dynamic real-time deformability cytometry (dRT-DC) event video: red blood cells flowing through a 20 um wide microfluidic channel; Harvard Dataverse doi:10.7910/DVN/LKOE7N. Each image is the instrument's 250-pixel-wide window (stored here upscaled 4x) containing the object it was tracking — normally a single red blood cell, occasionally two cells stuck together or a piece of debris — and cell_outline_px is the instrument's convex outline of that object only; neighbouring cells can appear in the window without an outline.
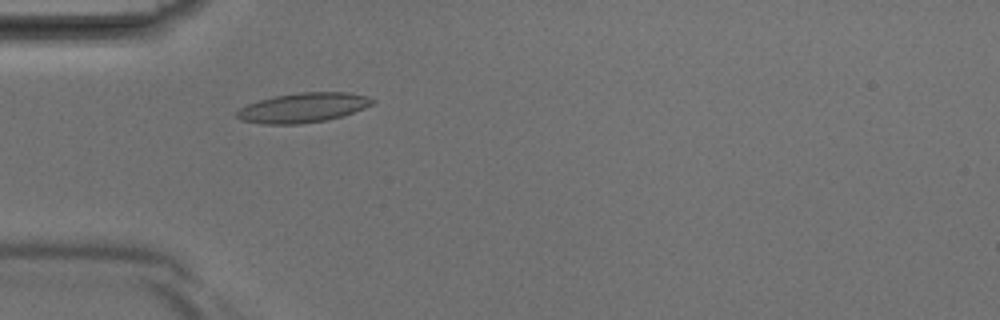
{"species": "Egyptian fruit bat (a non-hibernating species)", "species_latin": "Rousettus aegyptiacus", "temperature_condition": "room temperature", "stored_images_in_passage": 40, "camera_frame_rate_fps": 3000, "um_per_image_px": 0.085, "animal": {"sex": "male"}, "frame": {"image": 1, "passage_image": 12, "time_ms": 3.667, "image_size_px": [1000, 320], "cell_outline_px": [[376, 100], [372, 104], [364, 108], [344, 116], [328, 120], [300, 124], [264, 124], [240, 120], [236, 116], [236, 112], [240, 108], [248, 104], [260, 100], [276, 96], [300, 92], [348, 92], [368, 96]], "centroid_in_image_um": [25.79, 9.16], "position_along_channel_um": 59.2, "area_um2": 23.47}}
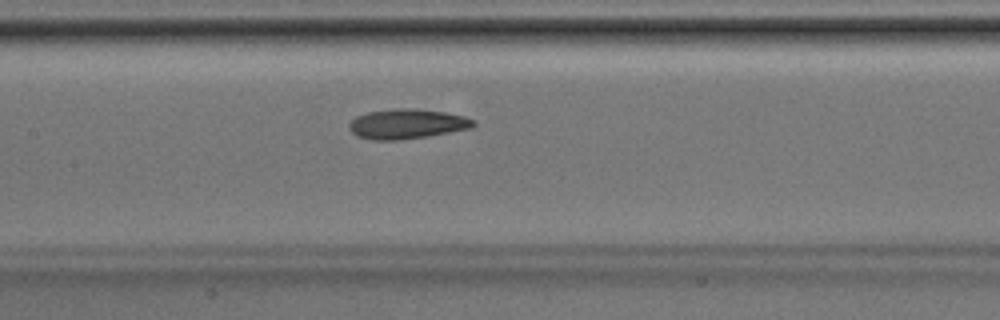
{"frame": {"image": 2, "passage_image": 19, "time_ms": 6.0, "image_size_px": [1000, 320], "cell_outline_px": [[476, 124], [472, 128], [428, 136], [400, 140], [372, 140], [356, 136], [348, 128], [348, 124], [356, 116], [368, 112], [392, 108], [412, 108], [444, 112], [464, 116], [472, 120]], "centroid_in_image_um": [34.56, 10.53], "position_along_channel_um": 172.8, "area_um2": 21.68}}
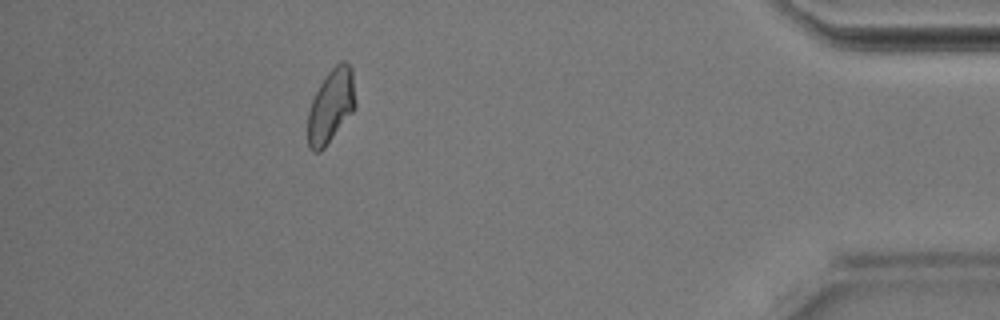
{"frame": {"image": 3, "passage_image": 36, "time_ms": 11.667, "image_size_px": [1000, 320], "cell_outline_px": [[356, 104], [352, 112], [324, 148], [320, 152], [312, 152], [308, 148], [308, 112], [312, 100], [324, 76], [340, 60], [344, 60], [352, 68], [356, 100]], "centroid_in_image_um": [28.13, 8.99], "position_along_channel_um": 407.1, "area_um2": 20.46}}